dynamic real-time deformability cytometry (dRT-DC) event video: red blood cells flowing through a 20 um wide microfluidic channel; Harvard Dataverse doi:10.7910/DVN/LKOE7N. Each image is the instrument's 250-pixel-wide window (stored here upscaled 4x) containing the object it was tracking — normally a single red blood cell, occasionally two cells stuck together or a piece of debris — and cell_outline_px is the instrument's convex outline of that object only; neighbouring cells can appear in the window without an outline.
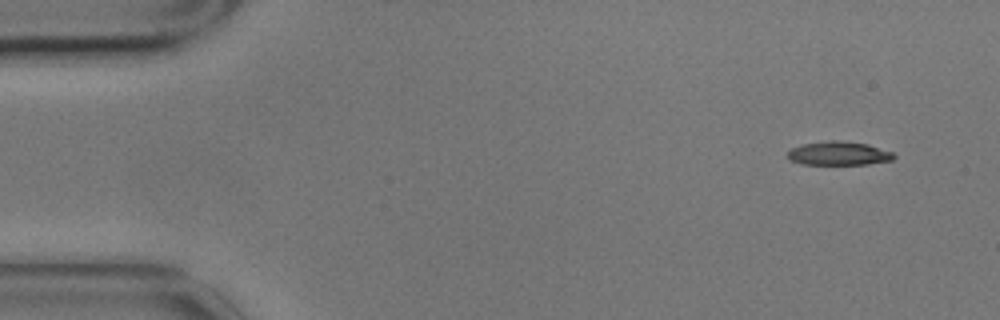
{"species": "common noctule bat (a hibernating species)", "species_latin": "Nyctalus noctula", "temperature_condition": "cold", "stored_images_in_passage": 5, "camera_frame_rate_fps": 3000, "um_per_image_px": 0.085, "animal": {"sex": "male", "body_mass_g": 17.9}, "frame": {"image": 1, "passage_image": 1, "time_ms": 0.0, "image_size_px": [1000, 320], "cell_outline_px": [[896, 156], [892, 160], [868, 164], [800, 164], [788, 160], [788, 152], [792, 148], [804, 144], [832, 140], [836, 140], [868, 144], [892, 152]], "centroid_in_image_um": [71.29, 13.05], "position_along_channel_um": 13.7, "area_um2": 14.57}}
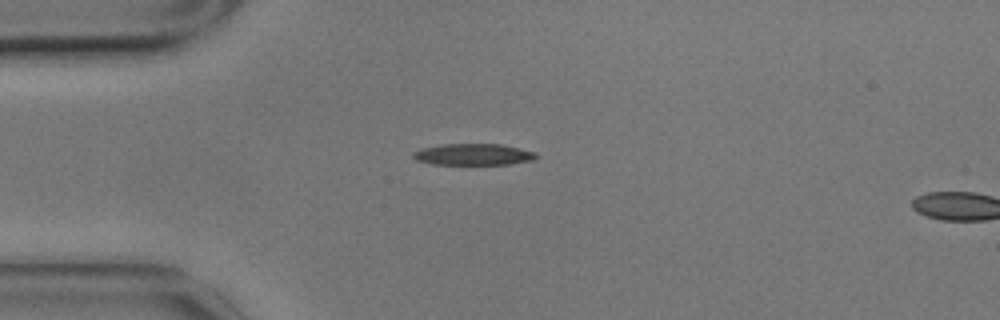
{"frame": {"image": 2, "passage_image": 4, "time_ms": 1.0, "image_size_px": [1000, 320], "cell_outline_px": [[540, 156], [532, 160], [508, 164], [432, 164], [416, 160], [412, 156], [412, 152], [424, 148], [444, 144], [500, 144], [520, 148], [536, 152]], "centroid_in_image_um": [40.26, 13.12], "position_along_channel_um": 44.7, "area_um2": 15.32}}